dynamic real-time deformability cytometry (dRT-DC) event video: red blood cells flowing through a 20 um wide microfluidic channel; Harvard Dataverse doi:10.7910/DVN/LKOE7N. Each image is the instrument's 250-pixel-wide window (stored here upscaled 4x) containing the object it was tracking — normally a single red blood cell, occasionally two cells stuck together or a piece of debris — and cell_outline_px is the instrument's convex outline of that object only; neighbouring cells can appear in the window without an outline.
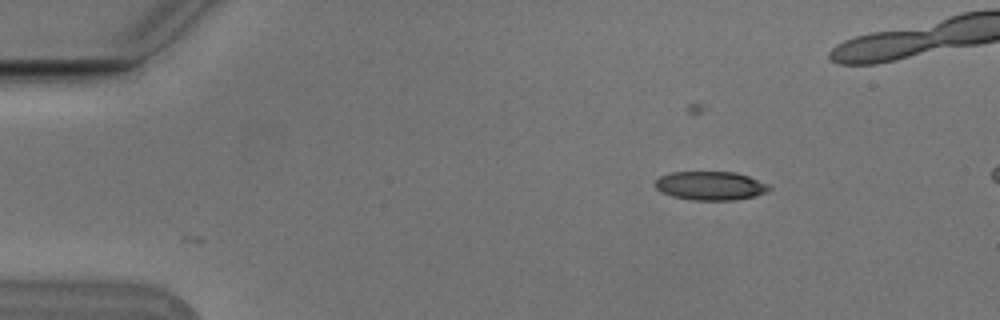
{"species": "Egyptian fruit bat (a non-hibernating species)", "species_latin": "Rousettus aegyptiacus", "temperature_condition": "cold", "stored_images_in_passage": 4, "camera_frame_rate_fps": 3000, "um_per_image_px": 0.085, "animal": {"sex": "male"}, "frame": {"image": 1, "passage_image": 1, "time_ms": 0.0, "image_size_px": [1000, 320], "cell_outline_px": [[772, 188], [768, 192], [756, 196], [736, 200], [692, 200], [672, 196], [660, 192], [652, 184], [660, 176], [672, 172], [736, 172], [748, 176], [768, 184]], "centroid_in_image_um": [60.39, 15.79], "position_along_channel_um": 24.6, "area_um2": 19.31}}